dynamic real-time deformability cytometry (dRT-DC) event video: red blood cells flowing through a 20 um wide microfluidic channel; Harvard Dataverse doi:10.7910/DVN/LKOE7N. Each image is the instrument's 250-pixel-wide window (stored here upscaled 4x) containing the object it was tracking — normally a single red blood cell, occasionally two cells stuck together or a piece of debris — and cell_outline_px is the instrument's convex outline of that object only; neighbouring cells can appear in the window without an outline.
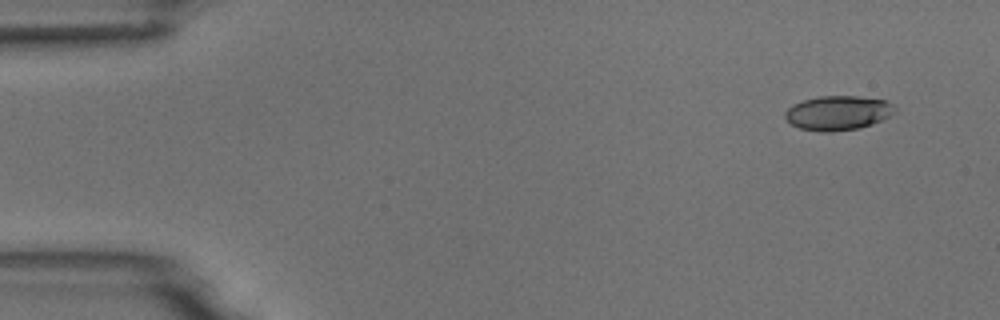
{"species": "common noctule bat (a hibernating species)", "species_latin": "Nyctalus noctula", "temperature_condition": "room temperature", "stored_images_in_passage": 5, "camera_frame_rate_fps": 3000, "um_per_image_px": 0.085, "animal": {"sex": "male", "body_mass_g": 18.8}, "frame": {"image": 1, "passage_image": 1, "time_ms": 0.0, "image_size_px": [1000, 320], "cell_outline_px": [[896, 112], [884, 120], [872, 124], [856, 128], [828, 132], [820, 132], [800, 128], [792, 124], [784, 116], [784, 112], [792, 104], [804, 100], [820, 96], [856, 96], [888, 100], [896, 108]], "centroid_in_image_um": [71.25, 9.59], "position_along_channel_um": 13.7, "area_um2": 22.08}}
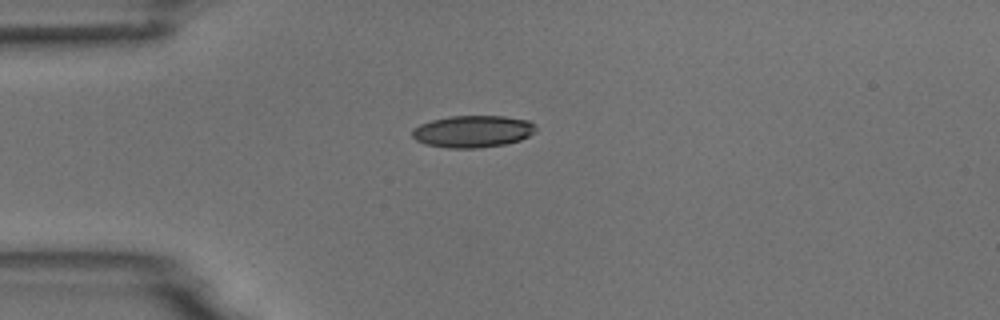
{"frame": {"image": 2, "passage_image": 4, "time_ms": 3.333, "image_size_px": [1000, 320], "cell_outline_px": [[536, 128], [528, 136], [520, 140], [504, 144], [476, 148], [448, 148], [424, 144], [416, 140], [412, 136], [412, 128], [420, 124], [432, 120], [448, 116], [504, 116], [528, 120], [536, 124]], "centroid_in_image_um": [40.16, 11.16], "position_along_channel_um": 44.8, "area_um2": 23.06}}